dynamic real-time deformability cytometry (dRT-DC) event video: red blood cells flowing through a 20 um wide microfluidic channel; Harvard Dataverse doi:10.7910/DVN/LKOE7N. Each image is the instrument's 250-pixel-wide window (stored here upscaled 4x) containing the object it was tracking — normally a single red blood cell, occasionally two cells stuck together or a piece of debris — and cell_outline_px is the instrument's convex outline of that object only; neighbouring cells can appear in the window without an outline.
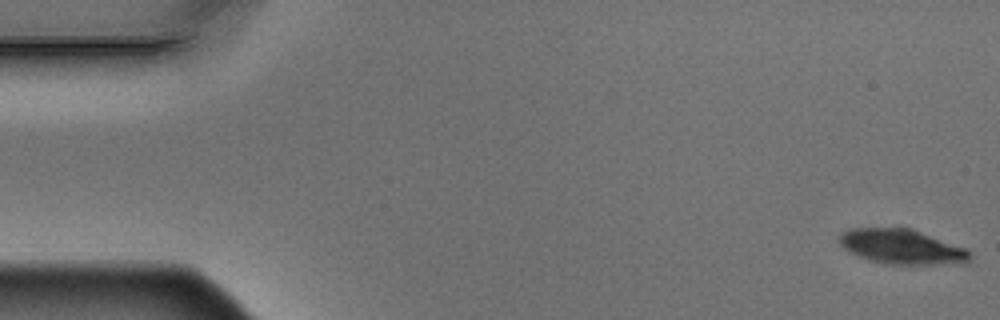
{"species": "Egyptian fruit bat (a non-hibernating species)", "species_latin": "Rousettus aegyptiacus", "temperature_condition": "warm", "stored_images_in_passage": 5, "camera_frame_rate_fps": 3000, "um_per_image_px": 0.085, "animal": {"sex": "male"}, "frame": {"image": 1, "passage_image": 1, "time_ms": 0.0, "image_size_px": [1000, 320], "cell_outline_px": [[968, 260], [932, 264], [884, 264], [848, 252], [840, 244], [840, 232], [848, 228], [908, 228], [920, 232], [964, 248], [968, 252]], "centroid_in_image_um": [76.51, 20.95], "position_along_channel_um": 8.5, "area_um2": 25.55}}
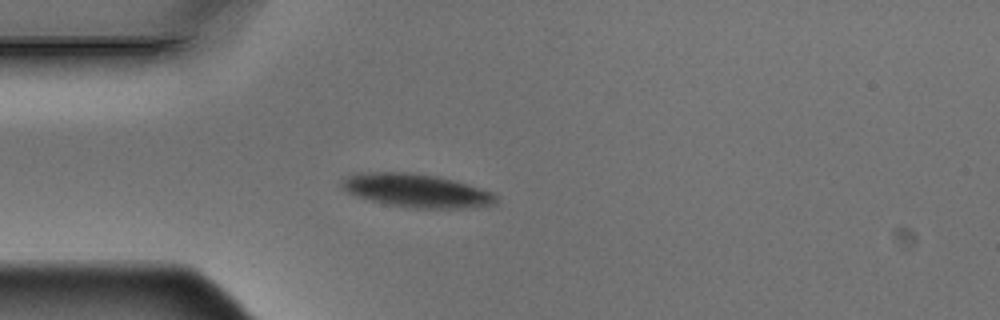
{"frame": {"image": 2, "passage_image": 5, "time_ms": 1.333, "image_size_px": [1000, 320], "cell_outline_px": [[496, 204], [472, 208], [412, 208], [384, 204], [356, 196], [340, 188], [340, 180], [344, 176], [352, 172], [412, 172], [440, 176], [468, 184], [492, 192], [496, 196]], "centroid_in_image_um": [35.33, 16.18], "position_along_channel_um": 49.7, "area_um2": 30.63}}